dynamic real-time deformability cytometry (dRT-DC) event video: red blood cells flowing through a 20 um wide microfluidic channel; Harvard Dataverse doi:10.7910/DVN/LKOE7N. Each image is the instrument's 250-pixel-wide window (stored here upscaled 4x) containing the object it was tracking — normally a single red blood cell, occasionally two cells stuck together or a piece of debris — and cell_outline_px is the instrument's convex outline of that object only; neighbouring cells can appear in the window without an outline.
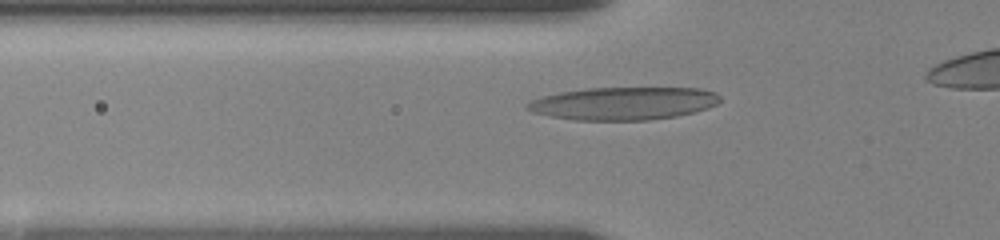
{"species": "human", "species_latin": "Homo sapiens", "temperature_condition": "room temperature", "stored_images_in_passage": 39, "camera_frame_rate_fps": 3000, "um_per_image_px": 0.085, "donor": {"sex": "female"}, "frame": {"image": 1, "passage_image": 9, "time_ms": 2.667, "image_size_px": [1000, 240], "cell_outline_px": [[720, 100], [716, 104], [708, 108], [676, 116], [648, 120], [576, 120], [552, 116], [532, 112], [524, 108], [524, 104], [532, 100], [544, 96], [560, 92], [588, 88], [700, 88], [716, 92], [720, 96]], "centroid_in_image_um": [52.99, 8.79], "position_along_channel_um": 72.8, "area_um2": 36.76}}
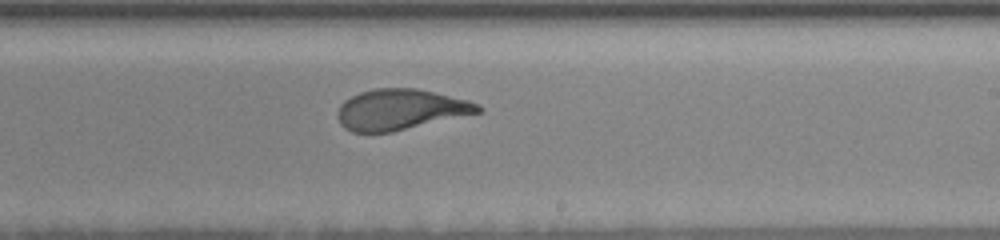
{"frame": {"image": 2, "passage_image": 24, "time_ms": 7.667, "image_size_px": [1000, 240], "cell_outline_px": [[484, 112], [392, 132], [352, 132], [344, 128], [340, 124], [336, 116], [336, 112], [340, 104], [344, 100], [360, 92], [376, 88], [416, 88], [468, 100], [480, 104], [484, 108]], "centroid_in_image_um": [34.05, 9.32], "position_along_channel_um": 254.9, "area_um2": 33.64}}
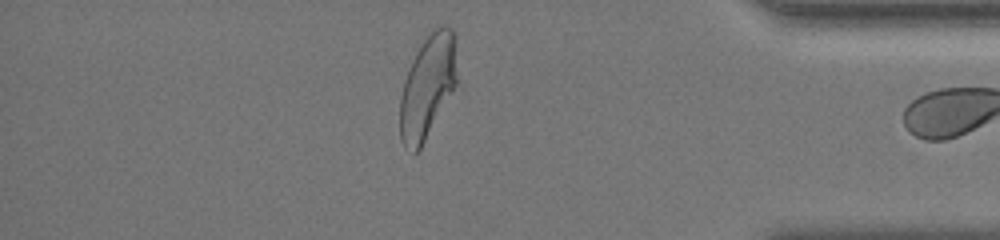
{"frame": {"image": 3, "passage_image": 38, "time_ms": 12.333, "image_size_px": [1000, 240], "cell_outline_px": [[456, 84], [452, 92], [420, 148], [416, 152], [412, 152], [404, 148], [400, 140], [400, 96], [404, 80], [408, 68], [416, 52], [424, 40], [440, 24], [444, 24], [452, 28], [456, 36]], "centroid_in_image_um": [36.34, 7.34], "position_along_channel_um": 398.9, "area_um2": 34.22}}